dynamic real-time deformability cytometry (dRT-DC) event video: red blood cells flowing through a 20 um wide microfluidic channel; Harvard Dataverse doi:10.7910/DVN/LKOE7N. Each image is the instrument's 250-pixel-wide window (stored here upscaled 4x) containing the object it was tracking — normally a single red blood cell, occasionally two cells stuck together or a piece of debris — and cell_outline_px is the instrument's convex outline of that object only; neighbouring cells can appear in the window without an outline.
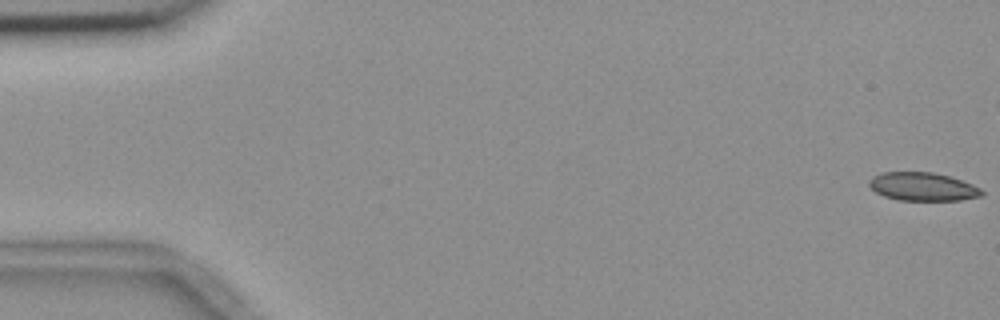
{"species": "common noctule bat (a hibernating species)", "species_latin": "Nyctalus noctula", "temperature_condition": "room temperature", "stored_images_in_passage": 46, "camera_frame_rate_fps": 3000, "um_per_image_px": 0.085, "animal": {"sex": "female", "body_mass_g": 18.4}, "frame": {"image": 1, "passage_image": 1, "time_ms": 0.0, "image_size_px": [1000, 320], "cell_outline_px": [[984, 192], [980, 196], [960, 200], [900, 200], [884, 196], [876, 192], [868, 184], [868, 180], [872, 176], [880, 172], [932, 172], [948, 176], [972, 184], [980, 188]], "centroid_in_image_um": [78.39, 15.86], "position_along_channel_um": 6.6, "area_um2": 18.5}}
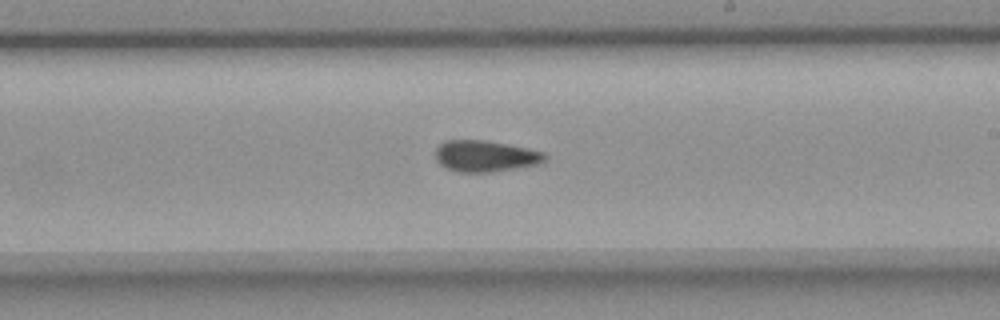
{"frame": {"image": 2, "passage_image": 33, "time_ms": 10.667, "image_size_px": [1000, 320], "cell_outline_px": [[548, 156], [540, 164], [492, 172], [460, 172], [448, 168], [440, 164], [436, 160], [436, 148], [444, 140], [484, 140], [508, 144], [528, 148], [544, 152]], "centroid_in_image_um": [41.27, 13.26], "position_along_channel_um": 247.7, "area_um2": 20.0}}
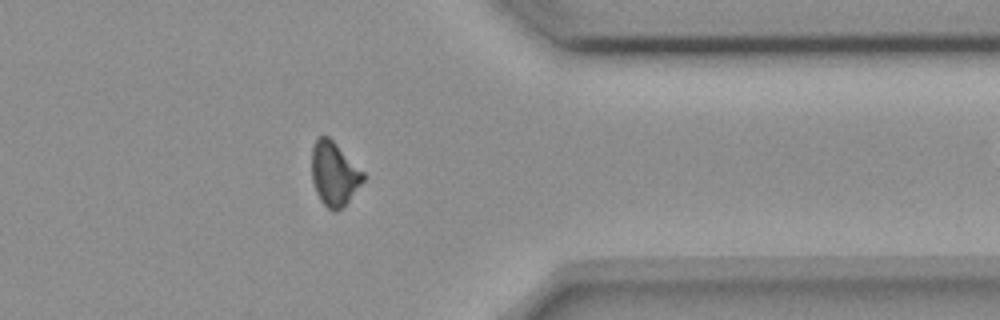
{"frame": {"image": 3, "passage_image": 45, "time_ms": 14.667, "image_size_px": [1000, 320], "cell_outline_px": [[368, 176], [348, 200], [336, 212], [332, 212], [320, 200], [316, 192], [312, 180], [312, 148], [316, 140], [320, 136], [328, 136]], "centroid_in_image_um": [28.41, 14.78], "position_along_channel_um": 383.0, "area_um2": 18.96}}